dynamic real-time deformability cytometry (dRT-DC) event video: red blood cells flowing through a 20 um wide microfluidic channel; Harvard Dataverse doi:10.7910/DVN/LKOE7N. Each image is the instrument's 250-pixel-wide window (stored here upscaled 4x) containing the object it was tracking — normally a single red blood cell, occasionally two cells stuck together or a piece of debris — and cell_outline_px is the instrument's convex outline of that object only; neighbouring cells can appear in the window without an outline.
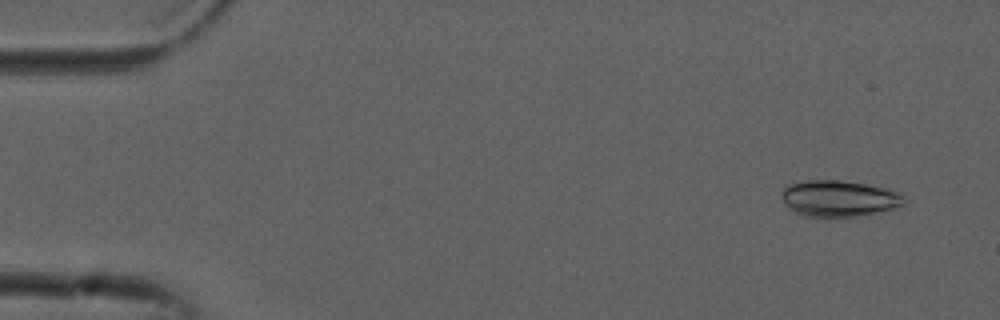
{"species": "common noctule bat (a hibernating species)", "species_latin": "Nyctalus noctula", "temperature_condition": "cold", "stored_images_in_passage": 53, "camera_frame_rate_fps": 3000, "um_per_image_px": 0.085, "animal": {"sex": "male", "forearm_length_mm": 52.5}, "frame": {"image": 1, "passage_image": 4, "time_ms": 1.0, "image_size_px": [1000, 320], "cell_outline_px": [[908, 200], [904, 204], [896, 208], [856, 216], [828, 220], [804, 216], [796, 212], [780, 196], [780, 192], [784, 188], [792, 184], [808, 180], [840, 180], [888, 188], [900, 192]], "centroid_in_image_um": [71.36, 16.9], "position_along_channel_um": 13.6, "area_um2": 26.36}}
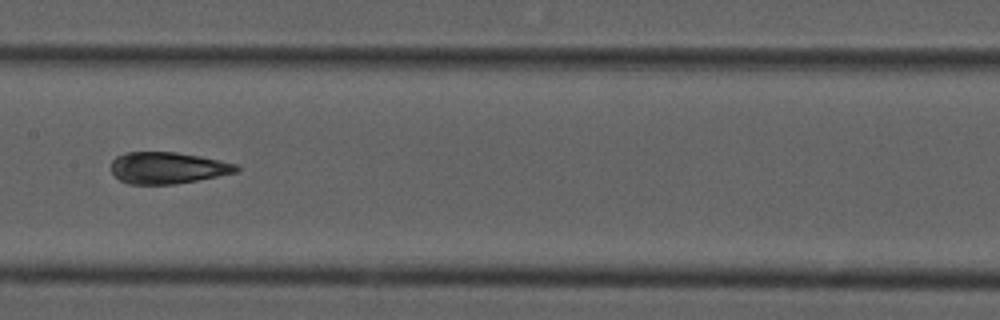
{"frame": {"image": 2, "passage_image": 27, "time_ms": 8.667, "image_size_px": [1000, 320], "cell_outline_px": [[240, 172], [176, 184], [128, 184], [120, 180], [112, 172], [112, 160], [116, 156], [124, 152], [176, 152], [200, 156], [220, 160], [236, 164], [240, 168]], "centroid_in_image_um": [14.27, 14.27], "position_along_channel_um": 193.1, "area_um2": 23.18}}
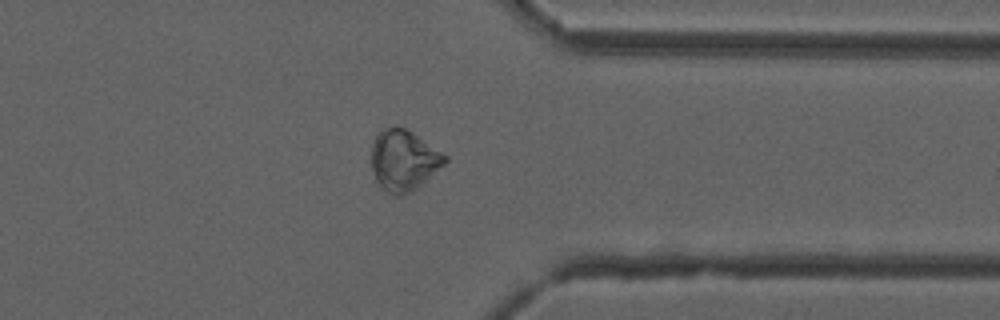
{"frame": {"image": 3, "passage_image": 42, "time_ms": 13.667, "image_size_px": [1000, 320], "cell_outline_px": [[448, 160], [444, 164], [412, 192], [400, 196], [392, 196], [376, 180], [372, 168], [372, 144], [376, 136], [384, 128], [396, 124], [412, 132], [448, 156]], "centroid_in_image_um": [34.31, 13.61], "position_along_channel_um": 377.1, "area_um2": 25.89}, "authors_computed_cell_mechanics": {"area_um2": 24.1026, "velocity_mm_per_s": 3.8028, "shape_relaxation_time_tau1_ms": 10.8496, "shape_relaxation_time_tau2_ms": 1.5542, "deformation_change_tau1": 0.2078, "deformation_change_tau2": 0.0465}}